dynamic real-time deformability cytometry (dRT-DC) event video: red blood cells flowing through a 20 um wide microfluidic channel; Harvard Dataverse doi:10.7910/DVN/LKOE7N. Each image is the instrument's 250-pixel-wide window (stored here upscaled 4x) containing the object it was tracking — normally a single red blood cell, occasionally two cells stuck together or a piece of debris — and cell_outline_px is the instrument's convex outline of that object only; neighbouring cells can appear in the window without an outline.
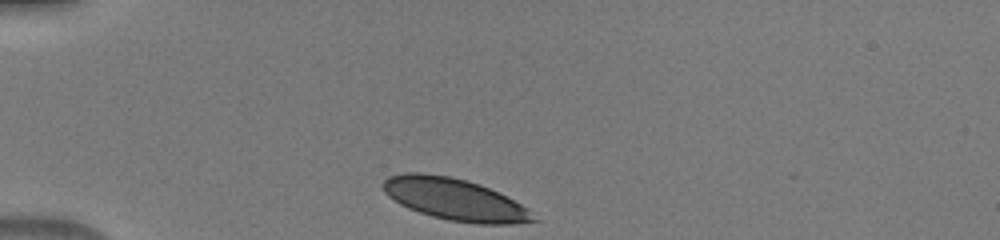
{"species": "human", "species_latin": "Homo sapiens", "temperature_condition": "warm", "stored_images_in_passage": 3, "camera_frame_rate_fps": 3000, "um_per_image_px": 0.085, "donor": {"sex": "male"}, "frame": {"image": 1, "passage_image": 1, "time_ms": 0.0, "image_size_px": [1000, 240], "cell_outline_px": [[540, 220], [516, 224], [476, 224], [448, 220], [432, 216], [408, 208], [400, 204], [388, 196], [384, 192], [380, 184], [388, 176], [404, 172], [424, 172], [448, 176], [480, 184], [528, 208]], "centroid_in_image_um": [38.62, 16.95], "position_along_channel_um": 46.4, "area_um2": 36.7}}
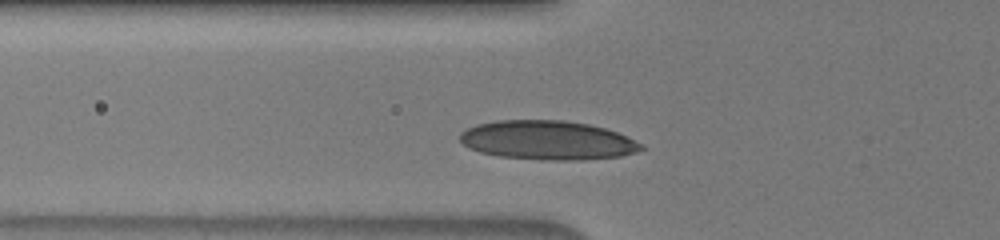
{"frame": {"image": 2, "passage_image": 3, "time_ms": 0.667, "image_size_px": [1000, 240], "cell_outline_px": [[648, 148], [636, 152], [620, 156], [580, 160], [540, 160], [500, 156], [480, 152], [468, 148], [460, 140], [460, 132], [476, 124], [496, 120], [564, 120], [588, 124], [604, 128], [616, 132], [644, 144]], "centroid_in_image_um": [46.55, 11.92], "position_along_channel_um": 79.3, "area_um2": 41.44}}